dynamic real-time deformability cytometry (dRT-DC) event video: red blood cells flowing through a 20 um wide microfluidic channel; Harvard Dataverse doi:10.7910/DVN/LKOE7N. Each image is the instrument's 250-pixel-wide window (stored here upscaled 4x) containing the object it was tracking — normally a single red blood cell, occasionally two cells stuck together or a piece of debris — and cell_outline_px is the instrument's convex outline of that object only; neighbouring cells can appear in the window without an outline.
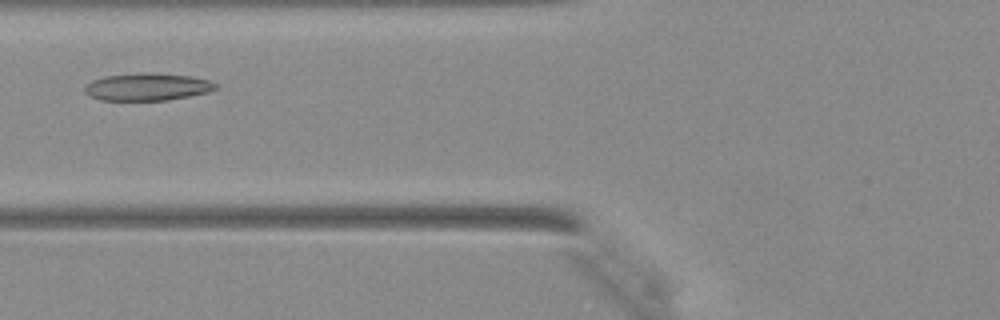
{"species": "Egyptian fruit bat (a non-hibernating species)", "species_latin": "Rousettus aegyptiacus", "temperature_condition": "warm", "stored_images_in_passage": 28, "camera_frame_rate_fps": 3000, "um_per_image_px": 0.085, "animal": {"sex": "female"}, "frame": {"image": 1, "passage_image": 8, "time_ms": 2.333, "image_size_px": [1000, 320], "cell_outline_px": [[220, 88], [208, 92], [168, 100], [100, 100], [88, 96], [84, 92], [84, 84], [92, 80], [104, 76], [140, 72], [144, 72], [192, 76], [208, 80], [220, 84]], "centroid_in_image_um": [12.51, 7.38], "position_along_channel_um": 113.3, "area_um2": 21.27}}
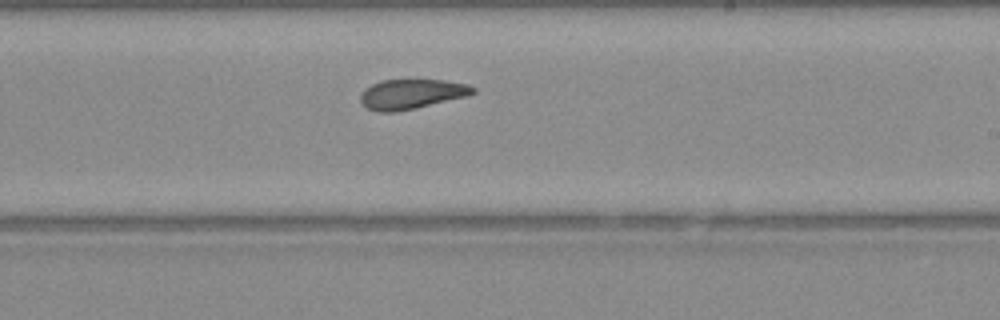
{"frame": {"image": 2, "passage_image": 17, "time_ms": 5.333, "image_size_px": [1000, 320], "cell_outline_px": [[476, 92], [468, 96], [416, 108], [396, 112], [376, 112], [364, 108], [360, 104], [360, 92], [364, 88], [380, 80], [444, 80], [468, 84], [476, 88]], "centroid_in_image_um": [34.93, 8.0], "position_along_channel_um": 254.1, "area_um2": 19.94}}
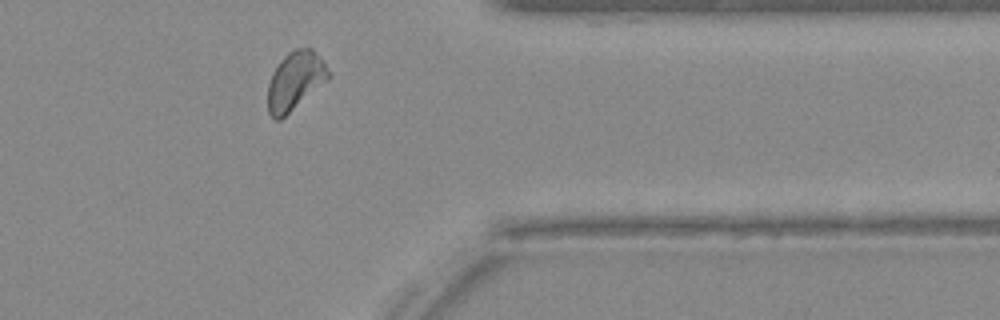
{"frame": {"image": 3, "passage_image": 26, "time_ms": 8.333, "image_size_px": [1000, 320], "cell_outline_px": [[332, 76], [328, 80], [280, 120], [272, 120], [268, 112], [268, 84], [272, 72], [280, 60], [288, 52], [296, 48], [312, 48], [324, 64]], "centroid_in_image_um": [25.06, 6.88], "position_along_channel_um": 386.3, "area_um2": 20.58}}